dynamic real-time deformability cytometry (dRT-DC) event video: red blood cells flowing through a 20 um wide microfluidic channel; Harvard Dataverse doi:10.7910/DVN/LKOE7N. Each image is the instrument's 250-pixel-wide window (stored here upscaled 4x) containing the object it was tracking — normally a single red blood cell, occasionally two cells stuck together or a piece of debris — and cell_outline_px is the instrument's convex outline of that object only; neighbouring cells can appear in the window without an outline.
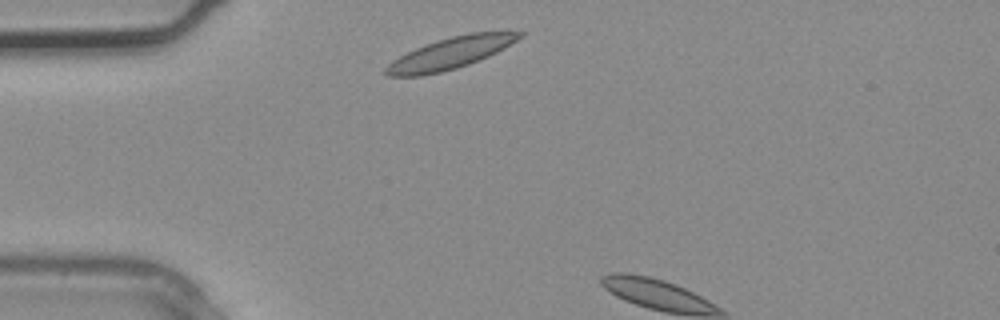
{"species": "common noctule bat (a hibernating species)", "species_latin": "Nyctalus noctula", "temperature_condition": "warm", "stored_images_in_passage": 1, "camera_frame_rate_fps": 3000, "um_per_image_px": 0.085, "animal": {"sex": "male", "body_mass_g": 20.4}, "frame": {"image": 1, "passage_image": 1, "time_ms": 0.0, "image_size_px": [1000, 320], "cell_outline_px": [[524, 36], [504, 48], [488, 56], [468, 64], [456, 68], [440, 72], [420, 76], [388, 76], [384, 72], [384, 68], [392, 60], [416, 48], [436, 40], [468, 32], [524, 32]], "centroid_in_image_um": [38.27, 4.52], "position_along_channel_um": 46.7, "area_um2": 24.28}}